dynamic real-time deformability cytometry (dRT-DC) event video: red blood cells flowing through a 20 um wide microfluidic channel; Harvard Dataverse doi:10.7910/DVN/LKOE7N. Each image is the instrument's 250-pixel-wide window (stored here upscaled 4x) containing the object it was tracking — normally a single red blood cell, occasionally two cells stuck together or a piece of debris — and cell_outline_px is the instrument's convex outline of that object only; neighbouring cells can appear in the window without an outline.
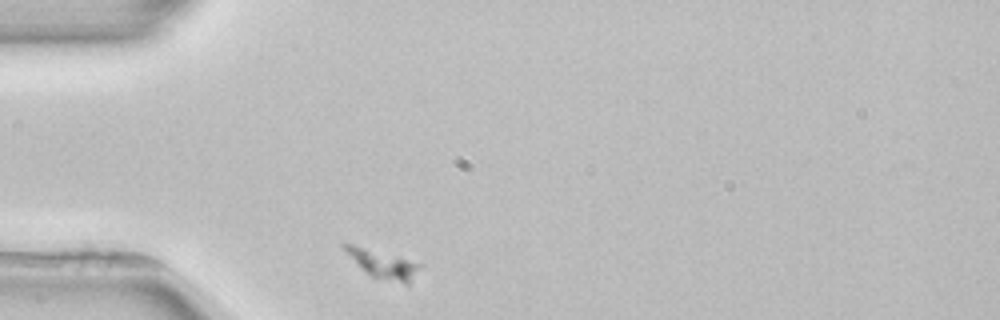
{"species": "common noctule bat (a hibernating species)", "species_latin": "Nyctalus noctula", "temperature_condition": "room temperature", "stored_images_in_passage": 1, "camera_frame_rate_fps": 3000, "um_per_image_px": 0.085, "animal": {"sex": "female", "body_mass_g": 22.7, "forearm_length_mm": 54.2}, "frame": {"image": 1, "passage_image": 1, "time_ms": 0.0, "image_size_px": [1000, 320], "cell_outline_px": [[424, 264], [408, 284], [372, 276], [340, 244], [352, 244]], "centroid_in_image_um": [32.66, 22.45], "position_along_channel_um": 52.3, "area_um2": 11.33}}